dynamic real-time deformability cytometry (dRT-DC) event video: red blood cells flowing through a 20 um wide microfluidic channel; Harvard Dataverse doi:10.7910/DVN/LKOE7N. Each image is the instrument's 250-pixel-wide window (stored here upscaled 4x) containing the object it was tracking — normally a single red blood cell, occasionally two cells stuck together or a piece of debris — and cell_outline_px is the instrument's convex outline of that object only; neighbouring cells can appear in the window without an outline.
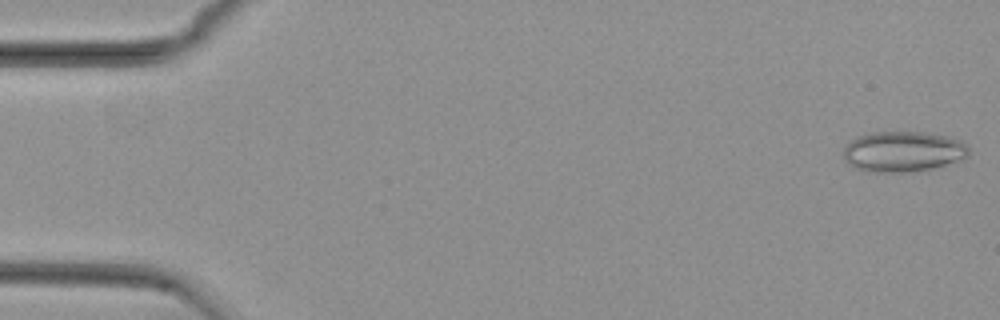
{"species": "common noctule bat (a hibernating species)", "species_latin": "Nyctalus noctula", "temperature_condition": "cold", "stored_images_in_passage": 54, "camera_frame_rate_fps": 3000, "um_per_image_px": 0.085, "animal": {"sex": "female", "body_mass_g": 29.2, "forearm_length_mm": 56.3}, "frame": {"image": 1, "passage_image": 1, "time_ms": 0.0, "image_size_px": [1000, 320], "cell_outline_px": [[968, 156], [932, 168], [912, 172], [868, 172], [856, 168], [844, 160], [844, 148], [852, 140], [860, 136], [872, 132], [924, 132], [944, 136], [960, 140], [968, 144]], "centroid_in_image_um": [76.74, 12.88], "position_along_channel_um": 8.3, "area_um2": 29.3}}
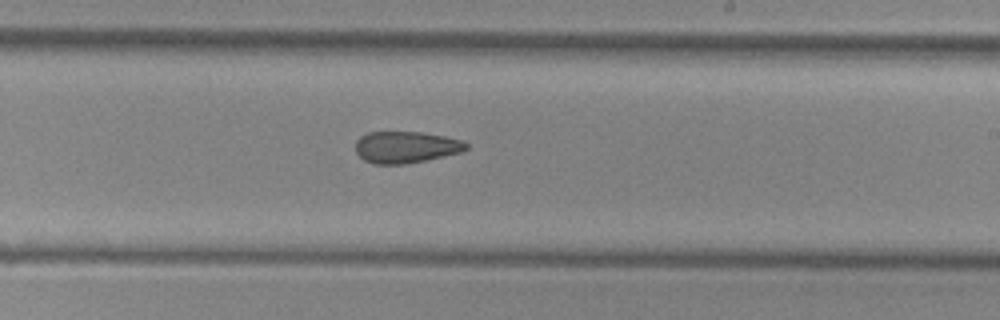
{"frame": {"image": 2, "passage_image": 32, "time_ms": 10.333, "image_size_px": [1000, 320], "cell_outline_px": [[468, 148], [460, 152], [444, 156], [408, 164], [372, 164], [364, 160], [356, 152], [356, 140], [360, 136], [368, 132], [420, 132], [444, 136], [460, 140], [468, 144]], "centroid_in_image_um": [34.47, 12.51], "position_along_channel_um": 254.5, "area_um2": 20.4}}
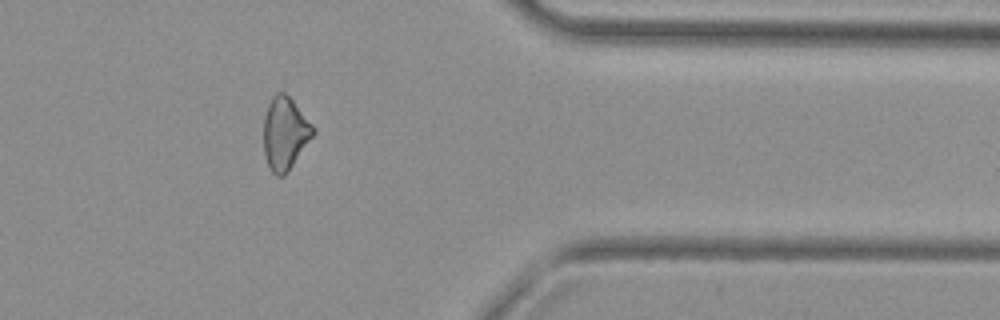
{"frame": {"image": 3, "passage_image": 44, "time_ms": 14.333, "image_size_px": [1000, 320], "cell_outline_px": [[316, 132], [288, 172], [284, 176], [276, 176], [268, 168], [264, 152], [264, 116], [268, 104], [272, 96], [276, 92], [284, 92], [292, 100], [316, 128]], "centroid_in_image_um": [24.22, 11.35], "position_along_channel_um": 387.2, "area_um2": 21.1}, "authors_computed_cell_mechanics": {"area_um2": 22.0796, "velocity_mm_per_s": 3.7708, "shape_relaxation_time_tau1_ms": null, "shape_relaxation_time_tau2_ms": 6.3011, "deformation_change_tau1": null, "deformation_change_tau2": 0.1477}}